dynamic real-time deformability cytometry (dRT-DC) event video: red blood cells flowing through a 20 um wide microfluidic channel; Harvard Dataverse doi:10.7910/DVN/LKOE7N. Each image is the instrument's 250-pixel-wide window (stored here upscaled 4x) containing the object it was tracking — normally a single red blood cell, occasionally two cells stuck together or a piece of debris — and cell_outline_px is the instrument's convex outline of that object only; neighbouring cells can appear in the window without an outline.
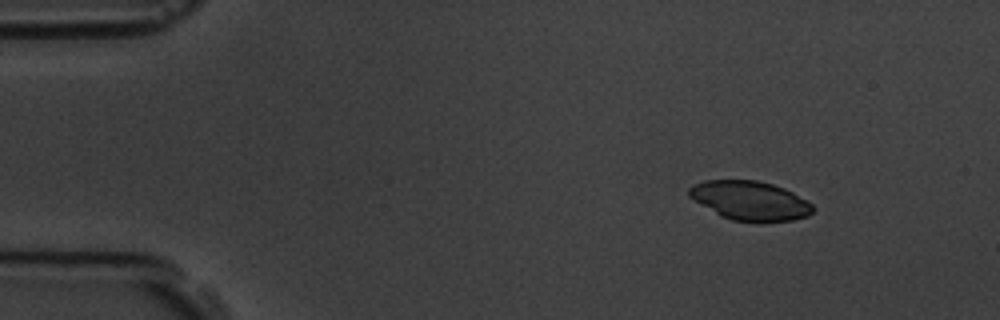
{"species": "common noctule bat (a hibernating species)", "species_latin": "Nyctalus noctula", "temperature_condition": "room temperature", "stored_images_in_passage": 10, "camera_frame_rate_fps": 3000, "um_per_image_px": 0.085, "animal": {"sex": "male", "body_mass_g": 19.5, "forearm_length_mm": 54.6}, "frame": {"image": 1, "passage_image": 1, "time_ms": 0.0, "image_size_px": [1000, 320], "cell_outline_px": [[816, 208], [808, 216], [792, 220], [732, 220], [720, 216], [688, 196], [688, 188], [692, 184], [704, 180], [756, 180], [772, 184], [784, 188], [792, 192], [812, 204]], "centroid_in_image_um": [63.72, 17.02], "position_along_channel_um": 21.3, "area_um2": 27.86}}